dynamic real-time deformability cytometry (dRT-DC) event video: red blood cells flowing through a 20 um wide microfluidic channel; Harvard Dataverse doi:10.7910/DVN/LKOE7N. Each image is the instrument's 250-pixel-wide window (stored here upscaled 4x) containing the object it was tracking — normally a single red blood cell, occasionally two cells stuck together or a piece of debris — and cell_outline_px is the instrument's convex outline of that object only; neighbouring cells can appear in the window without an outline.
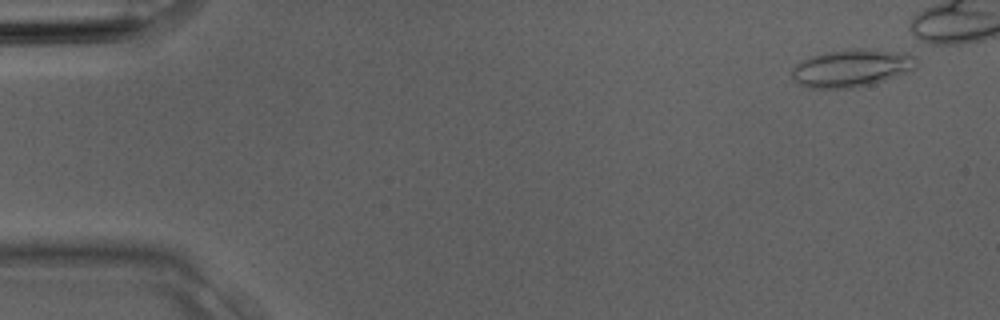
{"species": "Egyptian fruit bat (a non-hibernating species)", "species_latin": "Rousettus aegyptiacus", "temperature_condition": "room temperature", "stored_images_in_passage": 4, "camera_frame_rate_fps": 3000, "um_per_image_px": 0.085, "animal": {"sex": "male"}, "frame": {"image": 1, "passage_image": 1, "time_ms": 0.0, "image_size_px": [1000, 320], "cell_outline_px": [[916, 68], [908, 72], [872, 84], [852, 88], [808, 88], [792, 80], [792, 68], [800, 60], [812, 56], [828, 52], [852, 48], [868, 48], [904, 52], [912, 56], [916, 60]], "centroid_in_image_um": [72.37, 5.78], "position_along_channel_um": 12.6, "area_um2": 27.46}}